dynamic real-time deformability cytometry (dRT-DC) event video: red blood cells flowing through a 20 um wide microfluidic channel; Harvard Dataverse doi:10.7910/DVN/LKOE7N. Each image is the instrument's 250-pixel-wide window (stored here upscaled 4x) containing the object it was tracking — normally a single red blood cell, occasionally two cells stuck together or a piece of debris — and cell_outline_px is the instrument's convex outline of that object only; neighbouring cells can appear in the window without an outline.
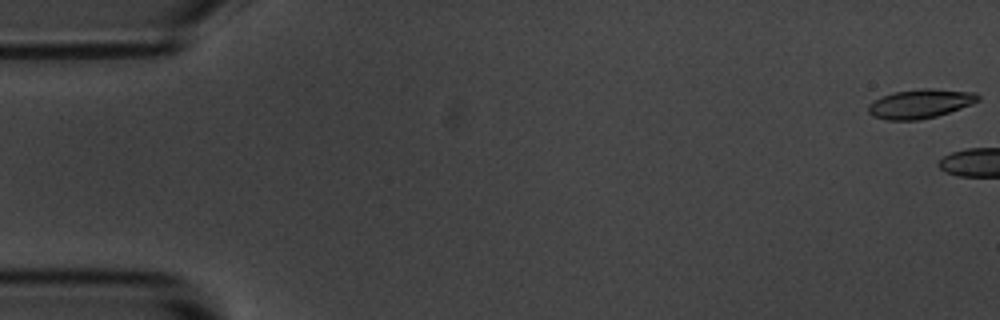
{"species": "common noctule bat (a hibernating species)", "species_latin": "Nyctalus noctula", "temperature_condition": "room temperature", "stored_images_in_passage": 7, "camera_frame_rate_fps": 3000, "um_per_image_px": 0.085, "animal": {"sex": "male", "body_mass_g": 20.1, "forearm_length_mm": 53.5}, "frame": {"image": 1, "passage_image": 1, "time_ms": 0.0, "image_size_px": [1000, 320], "cell_outline_px": [[980, 100], [972, 104], [936, 116], [920, 120], [884, 120], [872, 116], [868, 112], [868, 104], [880, 96], [896, 92], [920, 88], [932, 88], [976, 92], [980, 96]], "centroid_in_image_um": [78.21, 8.81], "position_along_channel_um": 6.8, "area_um2": 18.79}}